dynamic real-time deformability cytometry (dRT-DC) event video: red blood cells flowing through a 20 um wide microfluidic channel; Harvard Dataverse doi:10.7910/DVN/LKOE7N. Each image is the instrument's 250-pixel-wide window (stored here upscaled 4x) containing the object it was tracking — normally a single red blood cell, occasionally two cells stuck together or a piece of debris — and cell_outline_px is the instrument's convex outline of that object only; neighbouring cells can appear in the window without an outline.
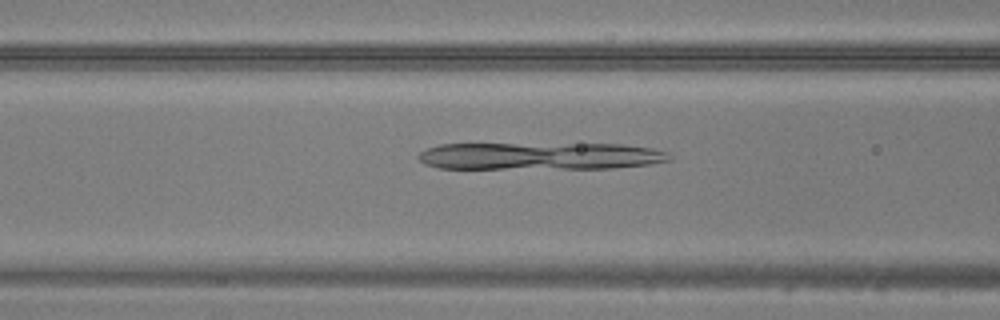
{"species": "common noctule bat (a hibernating species)", "species_latin": "Nyctalus noctula", "temperature_condition": "warm", "stored_images_in_passage": 48, "camera_frame_rate_fps": 3000, "um_per_image_px": 0.085, "animal": {"sex": "male", "body_mass_g": 20.5, "forearm_length_mm": 52.5}, "frame": {"image": 1, "passage_image": 19, "time_ms": 6.0, "image_size_px": [1000, 320], "cell_outline_px": [[672, 160], [648, 164], [612, 168], [440, 168], [424, 164], [416, 156], [420, 152], [428, 148], [440, 144], [620, 144], [652, 148], [668, 152], [672, 156]], "centroid_in_image_um": [45.92, 13.26], "position_along_channel_um": 120.7, "area_um2": 39.88}}